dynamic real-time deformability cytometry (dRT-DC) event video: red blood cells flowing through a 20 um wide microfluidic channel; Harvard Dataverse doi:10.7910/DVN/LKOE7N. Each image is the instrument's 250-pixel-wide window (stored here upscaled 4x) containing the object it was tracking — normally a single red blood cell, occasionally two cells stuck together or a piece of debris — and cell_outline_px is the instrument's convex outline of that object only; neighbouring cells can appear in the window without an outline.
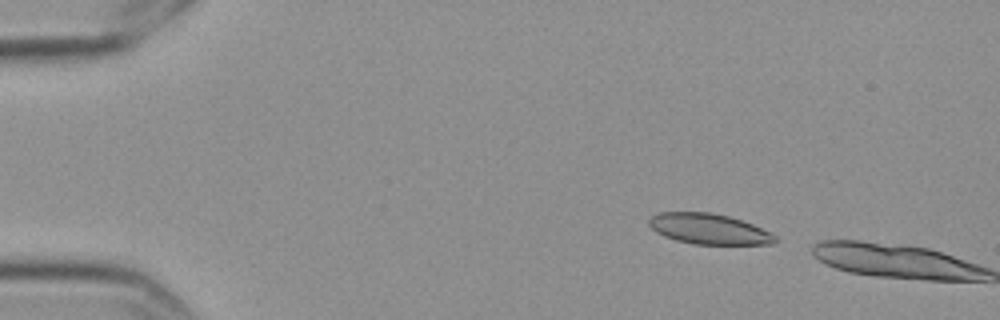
{"species": "Egyptian fruit bat (a non-hibernating species)", "species_latin": "Rousettus aegyptiacus", "temperature_condition": "cold", "stored_images_in_passage": 3, "camera_frame_rate_fps": 3000, "um_per_image_px": 0.085, "frame": {"image": 1, "passage_image": 2, "time_ms": 0.333, "image_size_px": [1000, 320], "cell_outline_px": [[776, 244], [692, 244], [676, 240], [664, 236], [656, 232], [648, 224], [648, 220], [652, 216], [660, 212], [712, 212], [728, 216], [752, 224], [776, 236]], "centroid_in_image_um": [60.22, 19.46], "position_along_channel_um": 24.8, "area_um2": 22.31}}